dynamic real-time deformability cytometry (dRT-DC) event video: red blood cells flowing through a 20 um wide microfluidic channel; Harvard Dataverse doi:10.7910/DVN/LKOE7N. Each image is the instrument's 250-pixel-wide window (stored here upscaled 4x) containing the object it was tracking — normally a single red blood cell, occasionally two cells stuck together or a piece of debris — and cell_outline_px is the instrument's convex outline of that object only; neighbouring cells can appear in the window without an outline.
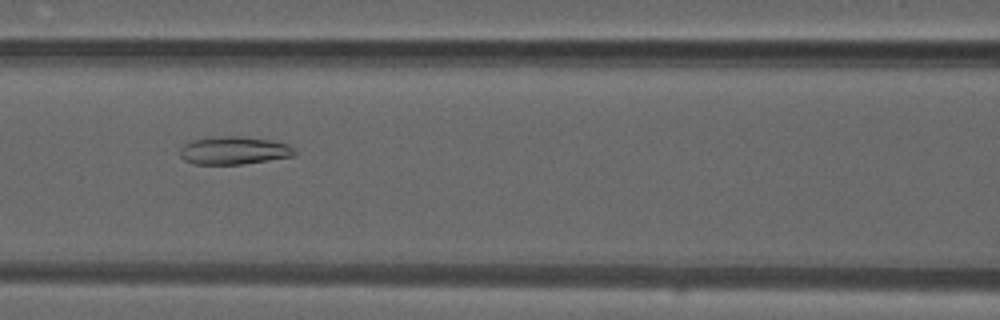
{"species": "common noctule bat (a hibernating species)", "species_latin": "Nyctalus noctula", "temperature_condition": "warm", "stored_images_in_passage": 41, "camera_frame_rate_fps": 3000, "um_per_image_px": 0.085, "animal": {"sex": "male", "forearm_length_mm": 52.5}, "frame": {"image": 1, "passage_image": 14, "time_ms": 4.333, "image_size_px": [1000, 320], "cell_outline_px": [[296, 156], [240, 164], [192, 164], [184, 160], [180, 156], [180, 148], [184, 144], [192, 140], [216, 136], [240, 136], [272, 140], [288, 144], [296, 148]], "centroid_in_image_um": [19.9, 12.78], "position_along_channel_um": 146.7, "area_um2": 18.84}}
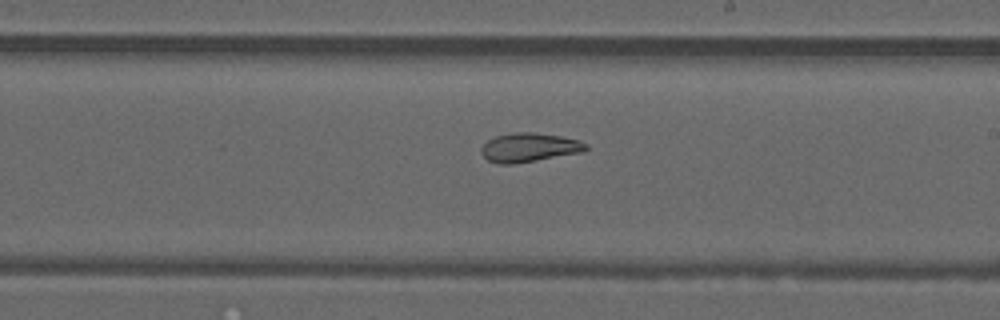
{"frame": {"image": 2, "passage_image": 21, "time_ms": 6.667, "image_size_px": [1000, 320], "cell_outline_px": [[588, 148], [584, 152], [512, 164], [500, 164], [488, 160], [480, 152], [480, 148], [488, 140], [496, 136], [516, 132], [532, 132], [560, 136], [580, 140], [588, 144]], "centroid_in_image_um": [45.0, 12.53], "position_along_channel_um": 244.0, "area_um2": 17.63}}
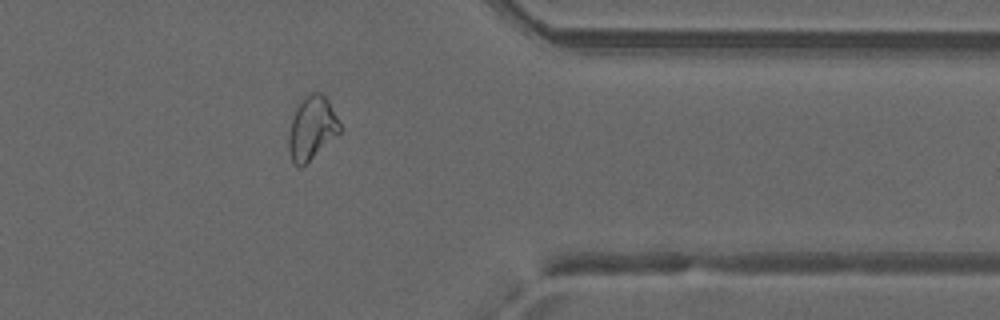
{"frame": {"image": 3, "passage_image": 32, "time_ms": 10.333, "image_size_px": [1000, 320], "cell_outline_px": [[340, 132], [300, 168], [292, 160], [288, 148], [288, 132], [292, 116], [300, 100], [304, 96], [312, 92], [320, 92], [328, 100], [340, 124]], "centroid_in_image_um": [26.47, 10.85], "position_along_channel_um": 384.9, "area_um2": 18.61}, "authors_computed_cell_mechanics": {"area_um2": 19.8254, "velocity_mm_per_s": 4.191, "shape_relaxation_time_tau1_ms": null, "shape_relaxation_time_tau2_ms": 2.0622, "deformation_change_tau1": null, "deformation_change_tau2": 0.0754}}